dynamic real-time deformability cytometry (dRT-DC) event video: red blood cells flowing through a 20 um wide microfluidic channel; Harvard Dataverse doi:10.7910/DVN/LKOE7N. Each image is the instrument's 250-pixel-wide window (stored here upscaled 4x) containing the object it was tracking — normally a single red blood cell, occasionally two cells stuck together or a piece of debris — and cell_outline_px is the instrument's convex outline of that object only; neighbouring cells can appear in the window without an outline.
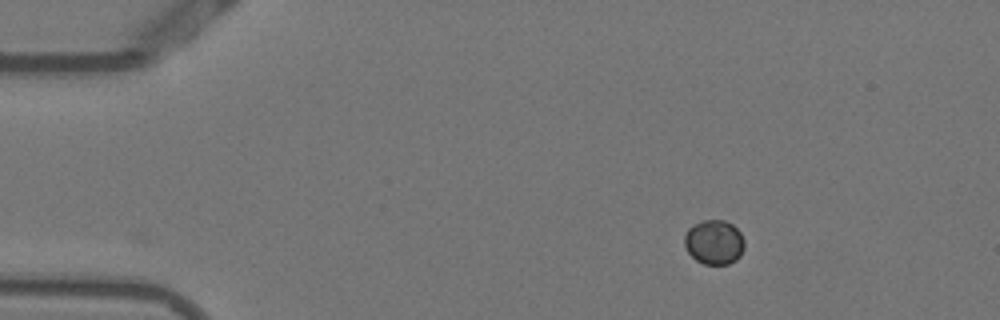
{"species": "Egyptian fruit bat (a non-hibernating species)", "species_latin": "Rousettus aegyptiacus", "temperature_condition": "warm", "stored_images_in_passage": 47, "camera_frame_rate_fps": 3000, "um_per_image_px": 0.085, "animal": {"sex": "female"}, "frame": {"image": 1, "passage_image": 1, "time_ms": 0.0, "image_size_px": [1000, 320], "cell_outline_px": [[744, 248], [740, 256], [736, 260], [728, 264], [704, 264], [696, 260], [688, 252], [684, 244], [684, 236], [688, 228], [692, 224], [704, 220], [724, 220], [732, 224], [740, 232], [744, 240]], "centroid_in_image_um": [60.69, 20.58], "position_along_channel_um": 24.3, "area_um2": 15.66}}
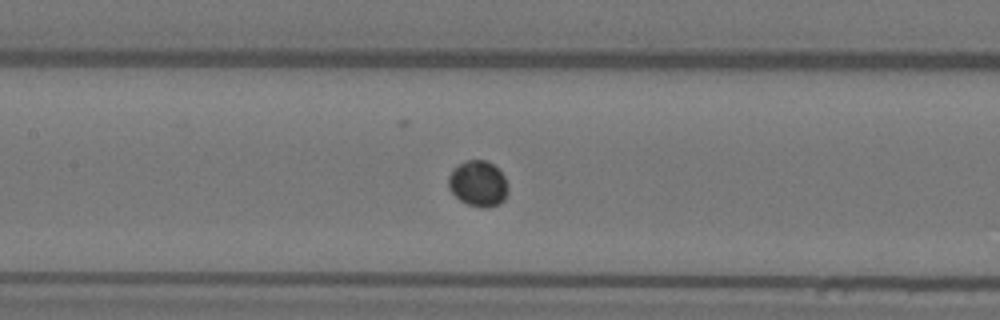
{"frame": {"image": 2, "passage_image": 18, "time_ms": 5.667, "image_size_px": [1000, 320], "cell_outline_px": [[508, 192], [504, 200], [500, 204], [488, 208], [480, 208], [468, 204], [460, 200], [448, 188], [448, 176], [452, 168], [468, 160], [484, 160], [492, 164], [504, 176], [508, 184]], "centroid_in_image_um": [40.64, 15.63], "position_along_channel_um": 166.8, "area_um2": 16.01}}
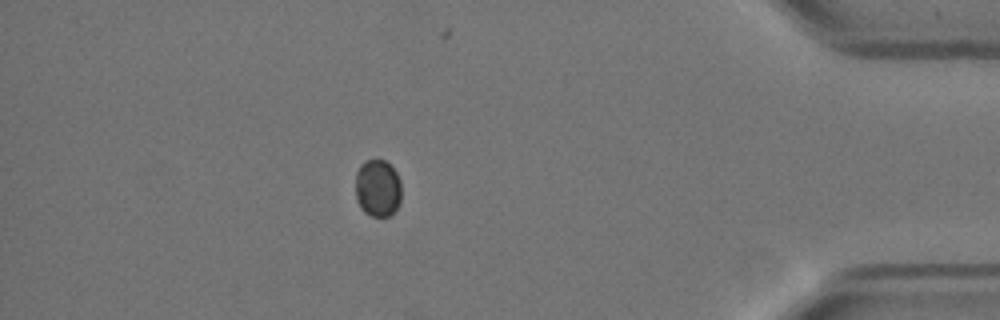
{"frame": {"image": 3, "passage_image": 40, "time_ms": 13.0, "image_size_px": [1000, 320], "cell_outline_px": [[400, 204], [388, 216], [372, 216], [364, 212], [360, 208], [356, 200], [356, 172], [360, 164], [364, 160], [384, 160], [396, 172], [400, 180]], "centroid_in_image_um": [32.08, 15.99], "position_along_channel_um": 403.1, "area_um2": 15.37}}